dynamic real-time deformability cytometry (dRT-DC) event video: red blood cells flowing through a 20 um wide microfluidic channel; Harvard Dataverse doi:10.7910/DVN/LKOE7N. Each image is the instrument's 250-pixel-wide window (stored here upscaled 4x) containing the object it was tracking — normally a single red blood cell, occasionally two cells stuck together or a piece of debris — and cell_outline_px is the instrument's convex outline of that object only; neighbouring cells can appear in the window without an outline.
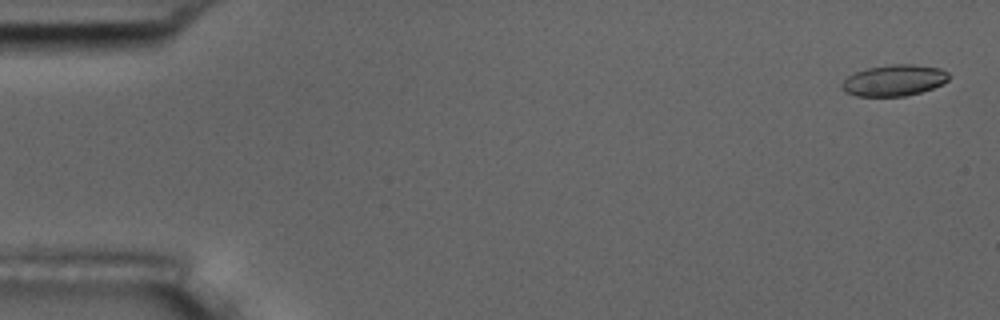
{"species": "common noctule bat (a hibernating species)", "species_latin": "Nyctalus noctula", "temperature_condition": "room temperature", "stored_images_in_passage": 4, "camera_frame_rate_fps": 3000, "um_per_image_px": 0.085, "animal": {"sex": "male", "body_mass_g": 17.5, "forearm_length_mm": 52.3}, "frame": {"image": 1, "passage_image": 1, "time_ms": 0.0, "image_size_px": [1000, 320], "cell_outline_px": [[948, 80], [944, 84], [920, 92], [904, 96], [856, 96], [844, 92], [840, 88], [840, 84], [848, 76], [856, 72], [868, 68], [892, 64], [912, 64], [940, 68], [948, 72]], "centroid_in_image_um": [75.98, 6.83], "position_along_channel_um": 9.0, "area_um2": 19.48}}
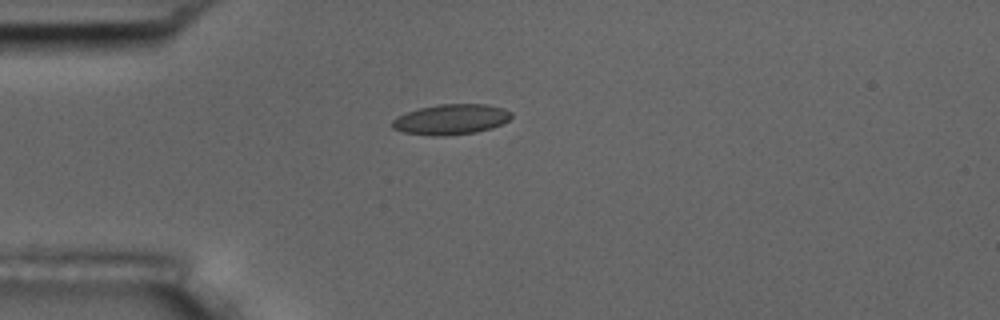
{"frame": {"image": 2, "passage_image": 4, "time_ms": 4.333, "image_size_px": [1000, 320], "cell_outline_px": [[512, 116], [508, 120], [492, 128], [476, 132], [448, 136], [432, 136], [404, 132], [392, 128], [392, 120], [396, 116], [420, 108], [440, 104], [484, 104], [504, 108], [512, 112]], "centroid_in_image_um": [38.34, 10.15], "position_along_channel_um": 46.7, "area_um2": 21.1}}